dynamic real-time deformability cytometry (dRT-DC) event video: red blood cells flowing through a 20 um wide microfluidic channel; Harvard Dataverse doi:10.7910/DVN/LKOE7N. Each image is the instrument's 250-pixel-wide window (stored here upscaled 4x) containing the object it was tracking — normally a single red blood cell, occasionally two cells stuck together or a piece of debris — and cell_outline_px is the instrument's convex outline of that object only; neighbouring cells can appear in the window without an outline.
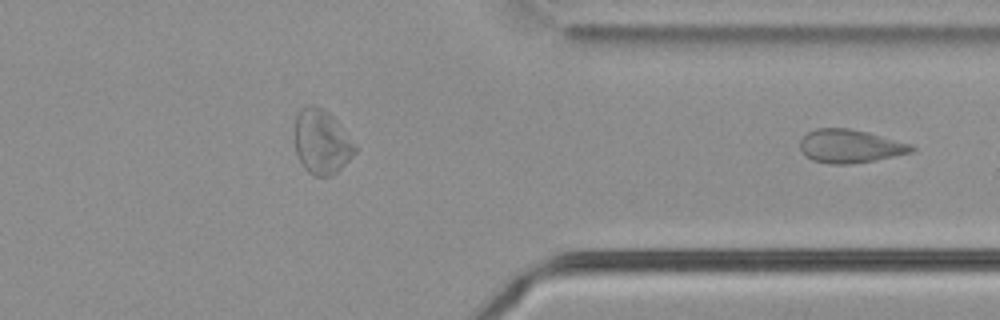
{"species": "common noctule bat (a hibernating species)", "species_latin": "Nyctalus noctula", "temperature_condition": "cold", "stored_images_in_passage": 31, "segment_of_instrument_passage": [2, 2], "camera_frame_rate_fps": 3000, "um_per_image_px": 0.085, "animal": {"sex": "male", "body_mass_g": 21.5, "forearm_length_mm": 52.0}, "frame": {"image": 1, "passage_image": 31, "time_ms": 10.0, "image_size_px": [1000, 320], "cell_outline_px": [[916, 148], [912, 152], [876, 160], [852, 164], [828, 164], [812, 160], [804, 156], [800, 148], [800, 140], [808, 132], [816, 128], [848, 128], [868, 132], [912, 144]], "centroid_in_image_um": [72.25, 12.43], "position_along_channel_um": 339.2, "area_um2": 21.85}}